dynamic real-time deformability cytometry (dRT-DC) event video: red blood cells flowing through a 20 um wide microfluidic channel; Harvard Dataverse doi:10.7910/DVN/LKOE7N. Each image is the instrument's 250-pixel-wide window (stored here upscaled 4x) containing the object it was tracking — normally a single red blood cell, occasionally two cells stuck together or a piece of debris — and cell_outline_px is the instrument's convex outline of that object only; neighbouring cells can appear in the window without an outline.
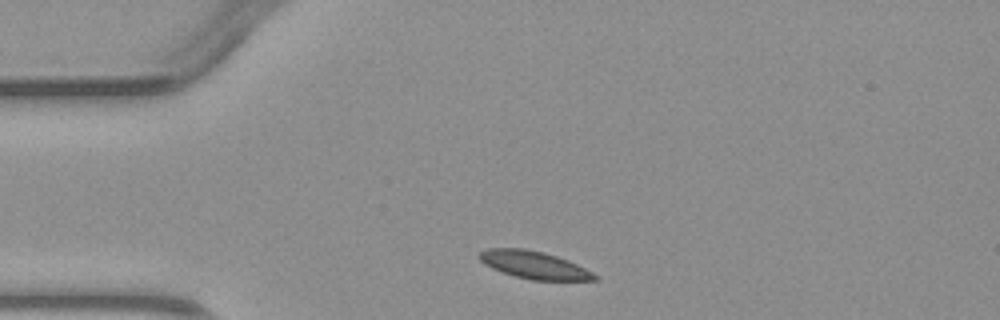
{"species": "common noctule bat (a hibernating species)", "species_latin": "Nyctalus noctula", "temperature_condition": "warm", "stored_images_in_passage": 2, "camera_frame_rate_fps": 3000, "um_per_image_px": 0.085, "animal": {"sex": "male", "body_mass_g": 23.1, "forearm_length_mm": 52.7}, "frame": {"image": 1, "passage_image": 1, "time_ms": 0.0, "image_size_px": [1000, 320], "cell_outline_px": [[600, 280], [532, 280], [516, 276], [492, 268], [484, 264], [476, 256], [480, 252], [488, 248], [524, 248], [544, 252], [568, 260], [600, 276]], "centroid_in_image_um": [45.4, 22.51], "position_along_channel_um": 39.6, "area_um2": 18.5}}